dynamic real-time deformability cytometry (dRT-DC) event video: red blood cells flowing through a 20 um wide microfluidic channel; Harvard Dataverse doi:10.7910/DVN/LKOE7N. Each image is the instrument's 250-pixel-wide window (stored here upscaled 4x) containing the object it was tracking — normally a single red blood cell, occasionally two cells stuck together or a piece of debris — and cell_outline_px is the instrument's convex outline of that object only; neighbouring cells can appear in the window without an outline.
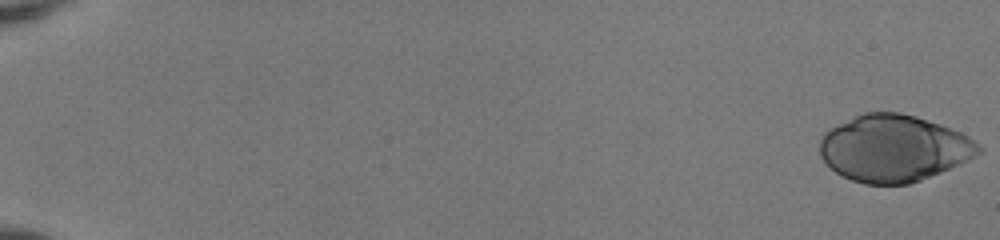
{"species": "human", "species_latin": "Homo sapiens", "temperature_condition": "room temperature", "stored_images_in_passage": 52, "camera_frame_rate_fps": 3000, "um_per_image_px": 0.085, "donor": {"sex": "female"}, "frame": {"image": 1, "passage_image": 1, "time_ms": 0.0, "image_size_px": [1000, 240], "cell_outline_px": [[984, 148], [976, 156], [968, 160], [940, 172], [920, 180], [908, 184], [864, 184], [852, 180], [836, 172], [820, 156], [820, 140], [824, 132], [828, 128], [860, 112], [900, 112], [916, 116], [952, 128], [968, 136], [980, 144]], "centroid_in_image_um": [75.96, 12.58], "position_along_channel_um": 9.0, "area_um2": 61.96}}
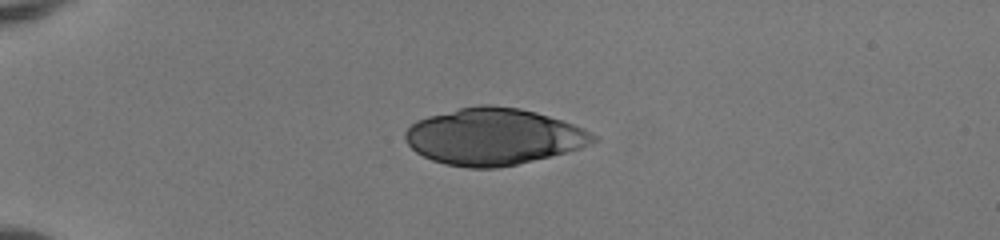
{"frame": {"image": 2, "passage_image": 15, "time_ms": 4.667, "image_size_px": [1000, 240], "cell_outline_px": [[600, 140], [592, 144], [568, 152], [516, 164], [496, 168], [468, 168], [444, 164], [432, 160], [416, 152], [408, 144], [404, 136], [404, 132], [416, 120], [428, 116], [460, 108], [480, 104], [488, 104], [520, 108], [536, 112], [584, 128], [600, 136]], "centroid_in_image_um": [41.98, 11.61], "position_along_channel_um": 43.0, "area_um2": 62.19}}